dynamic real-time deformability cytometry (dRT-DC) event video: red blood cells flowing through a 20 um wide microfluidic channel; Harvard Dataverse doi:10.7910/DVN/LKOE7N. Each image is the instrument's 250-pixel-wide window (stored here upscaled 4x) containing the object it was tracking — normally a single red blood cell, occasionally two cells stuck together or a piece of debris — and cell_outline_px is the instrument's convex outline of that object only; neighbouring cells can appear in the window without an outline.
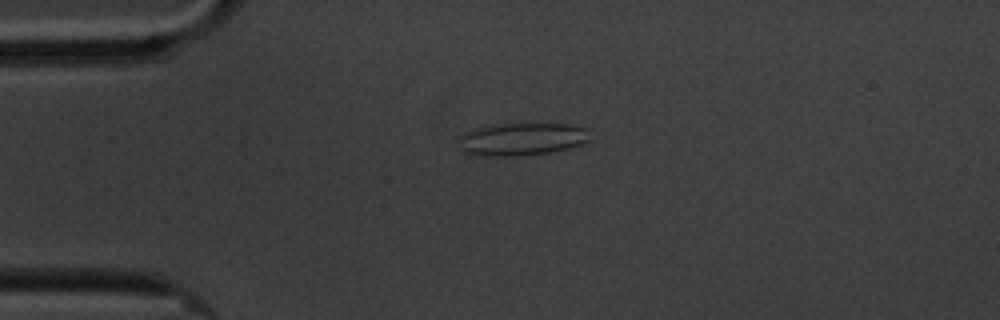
{"species": "common noctule bat (a hibernating species)", "species_latin": "Nyctalus noctula", "temperature_condition": "cold", "stored_images_in_passage": 39, "camera_frame_rate_fps": 3000, "um_per_image_px": 0.085, "animal": {"sex": "male", "body_mass_g": 20.1, "forearm_length_mm": 53.5}, "frame": {"image": 1, "passage_image": 1, "time_ms": 0.0, "image_size_px": [1000, 320], "cell_outline_px": [[592, 140], [568, 148], [548, 152], [512, 156], [468, 156], [460, 148], [460, 136], [464, 132], [476, 128], [504, 124], [572, 124], [588, 128]], "centroid_in_image_um": [44.37, 11.83], "position_along_channel_um": 40.6, "area_um2": 25.09}}
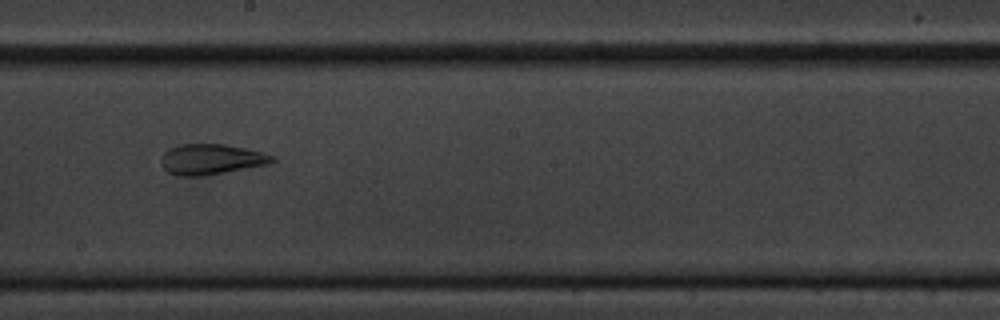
{"frame": {"image": 2, "passage_image": 20, "time_ms": 6.333, "image_size_px": [1000, 320], "cell_outline_px": [[276, 160], [268, 164], [224, 172], [200, 176], [176, 176], [168, 172], [160, 164], [160, 160], [164, 152], [168, 148], [180, 144], [224, 144], [244, 148], [276, 156]], "centroid_in_image_um": [17.91, 13.53], "position_along_channel_um": 230.3, "area_um2": 19.71}}
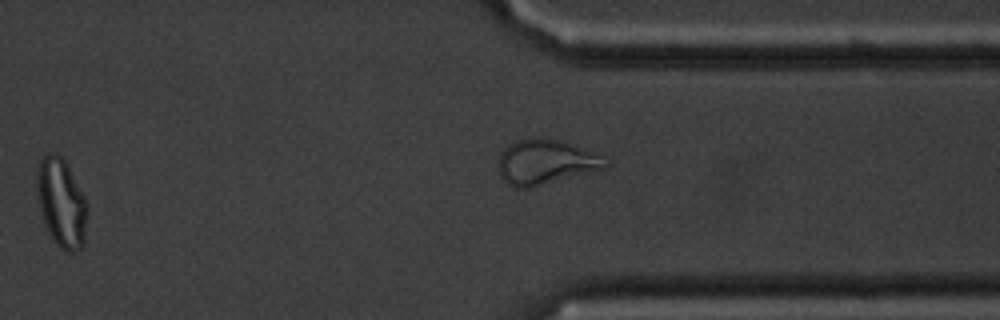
{"frame": {"image": 3, "passage_image": 32, "time_ms": 10.333, "image_size_px": [1000, 320], "cell_outline_px": [[88, 212], [84, 244], [76, 252], [64, 252], [52, 240], [48, 232], [44, 220], [40, 204], [36, 180], [40, 160], [48, 152], [52, 152], [60, 156], [64, 160], [84, 196], [88, 204]], "centroid_in_image_um": [5.25, 17.29], "position_along_channel_um": 406.1, "area_um2": 25.84}, "authors_computed_cell_mechanics": {"area_um2": 19.9988, "velocity_mm_per_s": 3.3845, "shape_relaxation_time_tau1_ms": null, "shape_relaxation_time_tau2_ms": 1.6313, "deformation_change_tau1": null, "deformation_change_tau2": 0.0987}}